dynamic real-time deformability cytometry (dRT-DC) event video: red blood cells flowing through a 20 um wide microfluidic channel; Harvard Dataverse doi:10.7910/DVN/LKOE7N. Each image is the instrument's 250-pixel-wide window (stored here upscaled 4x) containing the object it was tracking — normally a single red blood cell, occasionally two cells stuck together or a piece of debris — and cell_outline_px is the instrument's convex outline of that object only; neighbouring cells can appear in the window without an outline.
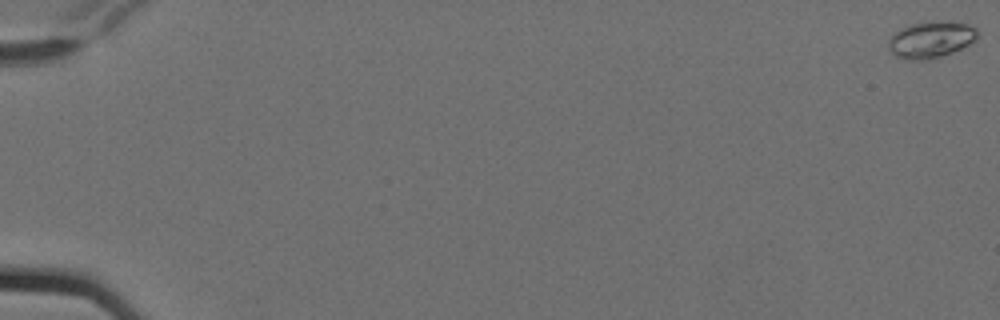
{"species": "Egyptian fruit bat (a non-hibernating species)", "species_latin": "Rousettus aegyptiacus", "temperature_condition": "cold", "stored_images_in_passage": 7, "camera_frame_rate_fps": 3000, "um_per_image_px": 0.085, "animal": {"sex": "female"}, "frame": {"image": 1, "passage_image": 1, "time_ms": 0.0, "image_size_px": [1000, 320], "cell_outline_px": [[980, 36], [976, 40], [952, 52], [928, 60], [904, 60], [896, 56], [888, 48], [888, 40], [900, 28], [908, 24], [968, 24], [976, 28], [980, 32]], "centroid_in_image_um": [79.11, 3.42], "position_along_channel_um": 5.9, "area_um2": 18.32}}
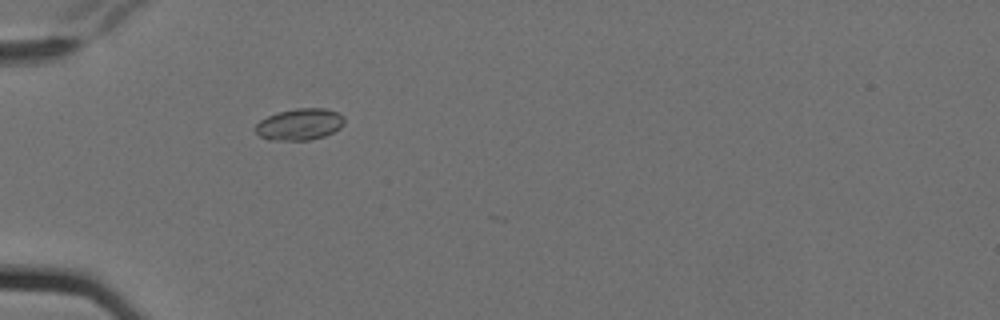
{"frame": {"image": 2, "passage_image": 6, "time_ms": 1.667, "image_size_px": [1000, 320], "cell_outline_px": [[344, 124], [340, 128], [324, 136], [308, 140], [268, 140], [260, 136], [252, 128], [260, 120], [268, 116], [280, 112], [296, 108], [324, 108], [336, 112], [344, 116]], "centroid_in_image_um": [25.45, 10.57], "position_along_channel_um": 59.6, "area_um2": 16.36}}
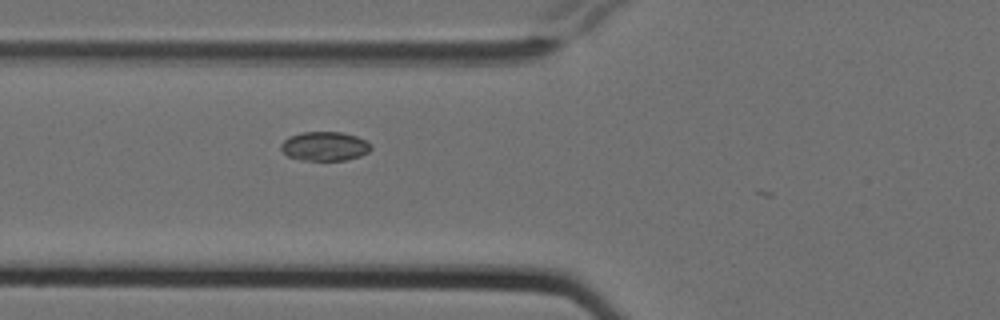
{"frame": {"image": 3, "passage_image": 7, "time_ms": 2.0, "image_size_px": [1000, 320], "cell_outline_px": [[372, 148], [368, 152], [360, 156], [344, 160], [300, 160], [288, 156], [280, 148], [280, 144], [288, 136], [300, 132], [340, 132], [356, 136], [372, 144]], "centroid_in_image_um": [27.58, 12.42], "position_along_channel_um": 98.2, "area_um2": 15.32}}